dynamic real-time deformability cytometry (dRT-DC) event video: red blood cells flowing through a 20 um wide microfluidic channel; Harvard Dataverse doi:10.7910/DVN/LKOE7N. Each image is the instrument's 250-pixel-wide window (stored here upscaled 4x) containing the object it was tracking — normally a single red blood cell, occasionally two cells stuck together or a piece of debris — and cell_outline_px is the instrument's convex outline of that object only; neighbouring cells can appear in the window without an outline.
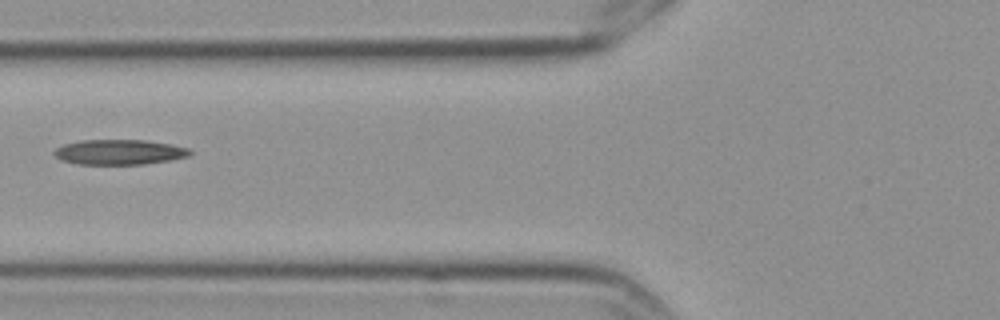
{"species": "Egyptian fruit bat (a non-hibernating species)", "species_latin": "Rousettus aegyptiacus", "temperature_condition": "cold", "stored_images_in_passage": 9, "camera_frame_rate_fps": 3000, "um_per_image_px": 0.085, "frame": {"image": 1, "passage_image": 6, "time_ms": 1.667, "image_size_px": [1000, 320], "cell_outline_px": [[192, 152], [188, 156], [172, 160], [144, 164], [76, 164], [64, 160], [56, 156], [52, 152], [56, 148], [64, 144], [80, 140], [148, 140], [172, 144], [192, 148]], "centroid_in_image_um": [10.2, 12.92], "position_along_channel_um": 115.6, "area_um2": 20.0}}
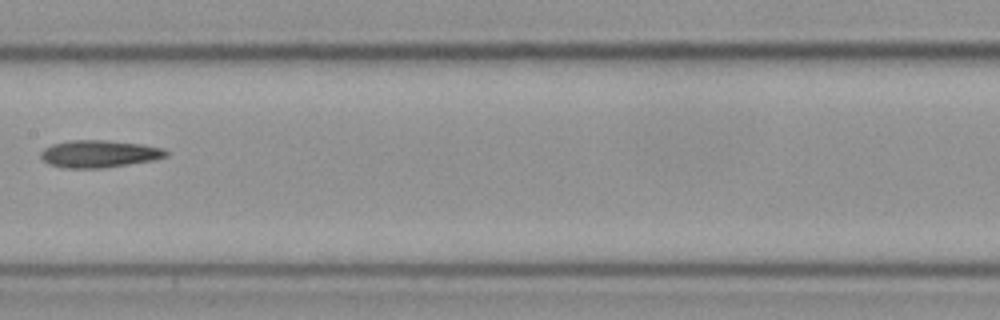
{"frame": {"image": 2, "passage_image": 8, "time_ms": 2.333, "image_size_px": [1000, 320], "cell_outline_px": [[168, 156], [152, 160], [100, 168], [64, 168], [48, 164], [40, 156], [40, 152], [44, 148], [52, 144], [68, 140], [108, 140], [140, 144], [164, 148], [168, 152]], "centroid_in_image_um": [8.39, 13.07], "position_along_channel_um": 199.0, "area_um2": 19.88}}
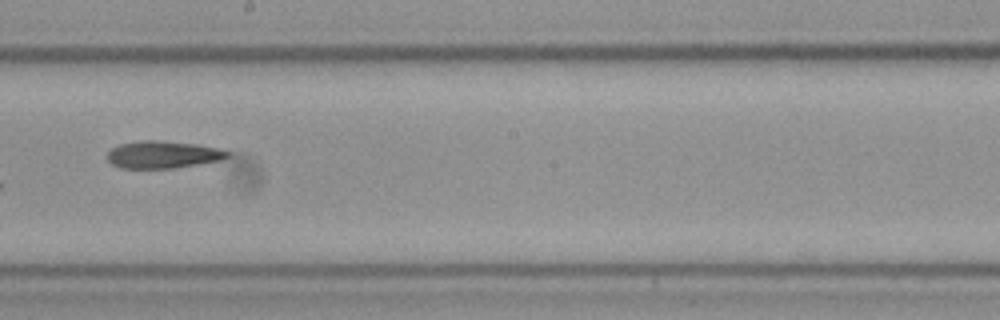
{"frame": {"image": 3, "passage_image": 9, "time_ms": 2.667, "image_size_px": [1000, 320], "cell_outline_px": [[232, 152], [228, 156], [220, 160], [172, 168], [120, 168], [112, 164], [108, 160], [108, 152], [112, 148], [120, 144], [144, 140], [156, 140], [196, 144], [216, 148]], "centroid_in_image_um": [13.83, 13.14], "position_along_channel_um": 234.4, "area_um2": 18.84}}